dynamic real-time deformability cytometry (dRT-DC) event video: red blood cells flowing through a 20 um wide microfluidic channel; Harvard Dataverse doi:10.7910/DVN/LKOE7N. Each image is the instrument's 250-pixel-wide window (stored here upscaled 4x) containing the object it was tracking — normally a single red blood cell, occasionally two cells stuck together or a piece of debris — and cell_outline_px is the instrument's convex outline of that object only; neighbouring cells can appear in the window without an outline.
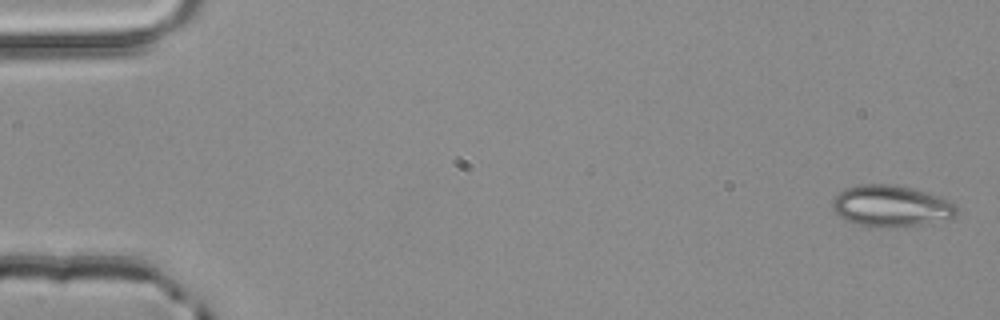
{"species": "common noctule bat (a hibernating species)", "species_latin": "Nyctalus noctula", "temperature_condition": "room temperature", "stored_images_in_passage": 5, "camera_frame_rate_fps": 3000, "um_per_image_px": 0.085, "animal": {"sex": "male", "body_mass_g": 20.4}, "frame": {"image": 1, "passage_image": 1, "time_ms": 0.0, "image_size_px": [1000, 320], "cell_outline_px": [[960, 212], [956, 216], [924, 224], [896, 228], [876, 228], [856, 224], [844, 220], [832, 208], [832, 200], [844, 188], [860, 184], [892, 184], [912, 188], [948, 200], [956, 204], [960, 208]], "centroid_in_image_um": [75.74, 17.53], "position_along_channel_um": 9.3, "area_um2": 30.35}}